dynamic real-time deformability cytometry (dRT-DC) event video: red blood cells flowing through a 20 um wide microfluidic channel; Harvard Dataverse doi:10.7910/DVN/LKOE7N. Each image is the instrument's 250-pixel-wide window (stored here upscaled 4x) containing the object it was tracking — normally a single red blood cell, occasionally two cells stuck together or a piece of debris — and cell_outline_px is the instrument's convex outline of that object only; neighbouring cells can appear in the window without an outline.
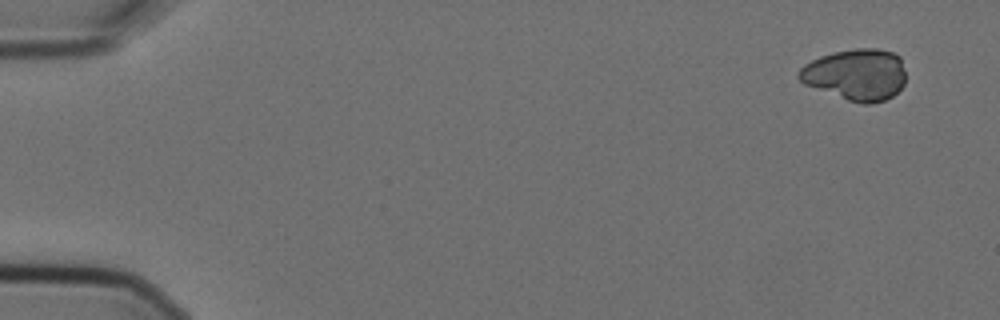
{"species": "Egyptian fruit bat (a non-hibernating species)", "species_latin": "Rousettus aegyptiacus", "temperature_condition": "cold", "stored_images_in_passage": 5, "camera_frame_rate_fps": 3000, "um_per_image_px": 0.085, "animal": {"sex": "female"}, "frame": {"image": 1, "passage_image": 1, "time_ms": 0.0, "image_size_px": [1000, 320], "cell_outline_px": [[904, 84], [892, 96], [884, 100], [872, 104], [864, 104], [848, 100], [804, 84], [796, 76], [796, 72], [804, 64], [820, 56], [836, 52], [856, 48], [876, 48], [892, 52], [900, 56], [904, 68]], "centroid_in_image_um": [72.74, 6.33], "position_along_channel_um": 12.3, "area_um2": 32.02}}